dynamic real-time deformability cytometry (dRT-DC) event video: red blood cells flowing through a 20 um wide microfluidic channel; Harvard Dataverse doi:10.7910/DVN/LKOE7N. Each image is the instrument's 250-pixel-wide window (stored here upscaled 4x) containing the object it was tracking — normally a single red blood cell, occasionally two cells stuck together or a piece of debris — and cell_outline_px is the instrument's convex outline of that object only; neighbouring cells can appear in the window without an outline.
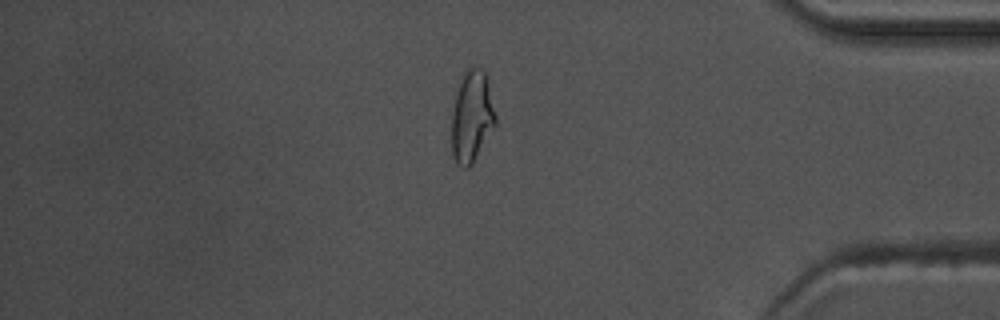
{"species": "common noctule bat (a hibernating species)", "species_latin": "Nyctalus noctula", "temperature_condition": "warm", "stored_images_in_passage": 55, "camera_frame_rate_fps": 3000, "um_per_image_px": 0.085, "animal": {"sex": "male", "body_mass_g": 17.5, "forearm_length_mm": 52.3}, "frame": {"image": 1, "passage_image": 47, "time_ms": 15.333, "image_size_px": [1000, 320], "cell_outline_px": [[496, 124], [472, 164], [468, 168], [464, 168], [456, 164], [452, 152], [452, 112], [456, 96], [464, 72], [468, 68], [480, 68], [488, 76], [496, 116]], "centroid_in_image_um": [40.12, 9.92], "position_along_channel_um": 395.1, "area_um2": 23.29}, "authors_computed_cell_mechanics": {"area_um2": 20.808, "velocity_mm_per_s": 3.7442, "shape_relaxation_time_tau1_ms": 5.179, "shape_relaxation_time_tau2_ms": 1.6898, "deformation_change_tau1": 0.2045, "deformation_change_tau2": 0.0957}}